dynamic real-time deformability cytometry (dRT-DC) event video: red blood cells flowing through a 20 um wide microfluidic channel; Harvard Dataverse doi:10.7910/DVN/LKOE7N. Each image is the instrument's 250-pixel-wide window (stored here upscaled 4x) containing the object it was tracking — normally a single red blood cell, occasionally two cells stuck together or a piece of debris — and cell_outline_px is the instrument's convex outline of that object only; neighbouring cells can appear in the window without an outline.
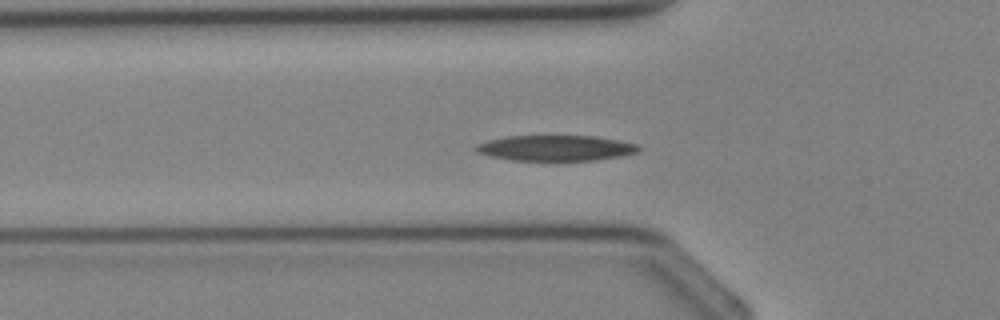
{"species": "Egyptian fruit bat (a non-hibernating species)", "species_latin": "Rousettus aegyptiacus", "temperature_condition": "cold", "stored_images_in_passage": 29, "segment_of_instrument_passage": [1, 2], "camera_frame_rate_fps": 3000, "um_per_image_px": 0.085, "animal": {"sex": "female"}, "frame": {"image": 1, "passage_image": 4, "time_ms": 1.0, "image_size_px": [1000, 320], "cell_outline_px": [[640, 148], [636, 152], [624, 156], [596, 160], [512, 160], [488, 156], [476, 152], [476, 144], [488, 140], [508, 136], [596, 136], [620, 140], [636, 144]], "centroid_in_image_um": [47.24, 12.58], "position_along_channel_um": 78.6, "area_um2": 24.22}}
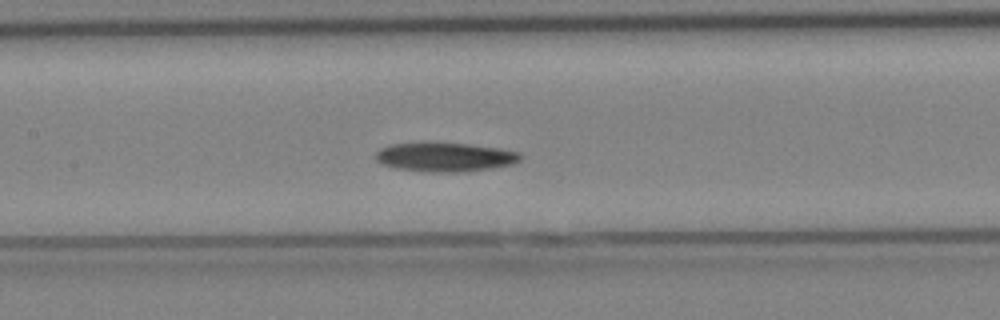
{"frame": {"image": 2, "passage_image": 9, "time_ms": 2.667, "image_size_px": [1000, 320], "cell_outline_px": [[524, 156], [520, 160], [512, 164], [492, 168], [468, 172], [436, 172], [396, 168], [380, 164], [376, 160], [376, 152], [380, 148], [388, 144], [424, 140], [472, 144], [500, 148], [520, 152]], "centroid_in_image_um": [37.8, 13.31], "position_along_channel_um": 169.6, "area_um2": 25.55}}
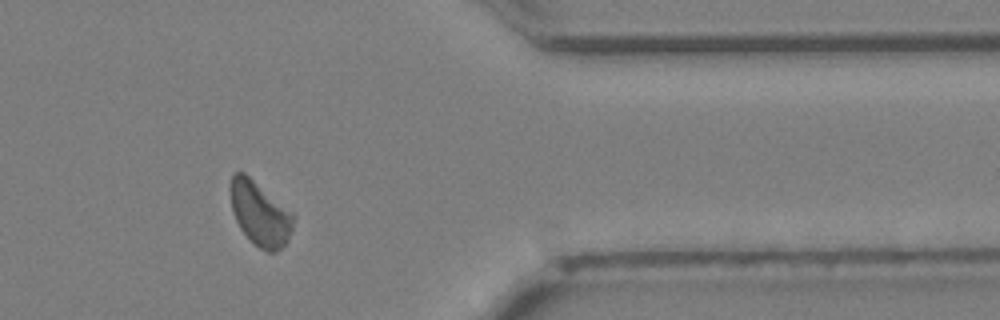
{"frame": {"image": 3, "passage_image": 22, "time_ms": 7.0, "image_size_px": [1000, 320], "cell_outline_px": [[296, 216], [288, 240], [276, 252], [268, 252], [252, 244], [240, 228], [236, 220], [232, 208], [228, 188], [232, 172], [244, 172], [292, 212]], "centroid_in_image_um": [22.07, 18.15], "position_along_channel_um": 389.3, "area_um2": 23.7}}